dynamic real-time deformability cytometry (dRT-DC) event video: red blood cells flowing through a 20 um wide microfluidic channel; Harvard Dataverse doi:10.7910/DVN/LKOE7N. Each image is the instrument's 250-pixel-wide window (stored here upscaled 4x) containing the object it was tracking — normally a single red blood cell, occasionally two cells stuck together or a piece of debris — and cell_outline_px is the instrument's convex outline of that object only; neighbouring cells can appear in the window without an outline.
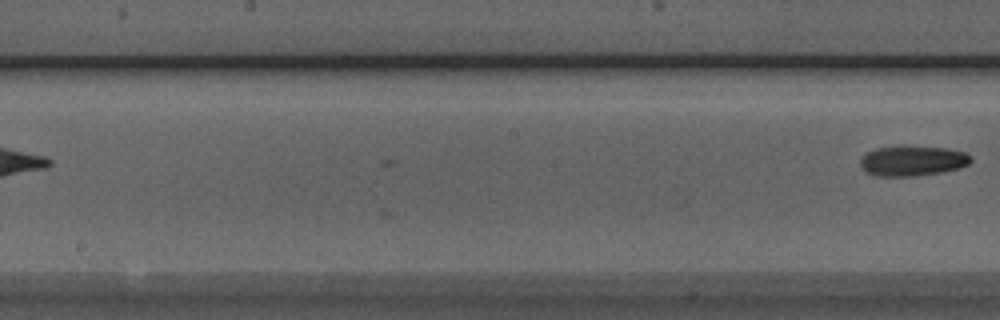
{"species": "Egyptian fruit bat (a non-hibernating species)", "species_latin": "Rousettus aegyptiacus", "temperature_condition": "room temperature", "stored_images_in_passage": 7, "segment_of_instrument_passage": [2, 2], "camera_frame_rate_fps": 3000, "um_per_image_px": 0.085, "animal": {"sex": "male"}, "frame": {"image": 1, "passage_image": 7, "time_ms": 7.0, "image_size_px": [1000, 320], "cell_outline_px": [[972, 160], [968, 164], [960, 168], [944, 172], [916, 176], [872, 176], [864, 172], [860, 164], [860, 160], [868, 152], [876, 148], [948, 148], [964, 152], [972, 156]], "centroid_in_image_um": [77.58, 13.72], "position_along_channel_um": 170.6, "area_um2": 19.07}}